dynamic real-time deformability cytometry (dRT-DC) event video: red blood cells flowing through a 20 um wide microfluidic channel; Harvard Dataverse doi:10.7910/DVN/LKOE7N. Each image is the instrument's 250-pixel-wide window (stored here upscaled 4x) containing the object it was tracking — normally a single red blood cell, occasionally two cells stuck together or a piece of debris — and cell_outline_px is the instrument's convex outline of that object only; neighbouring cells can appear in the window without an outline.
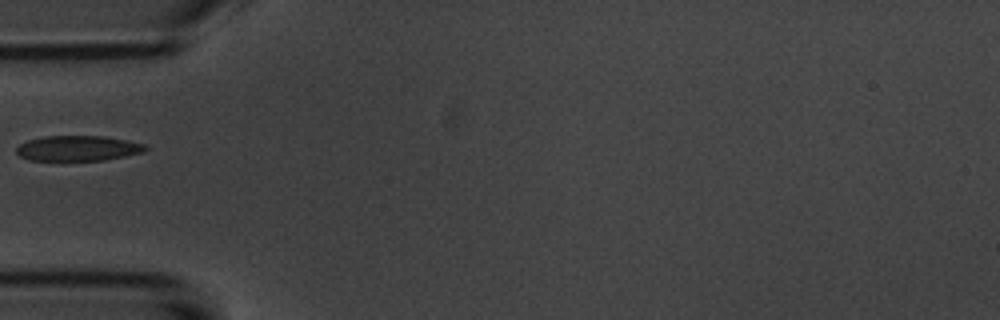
{"species": "common noctule bat (a hibernating species)", "species_latin": "Nyctalus noctula", "temperature_condition": "room temperature", "stored_images_in_passage": 5, "camera_frame_rate_fps": 3000, "um_per_image_px": 0.085, "animal": {"sex": "male", "body_mass_g": 20.1, "forearm_length_mm": 53.5}, "frame": {"image": 1, "passage_image": 4, "time_ms": 4.333, "image_size_px": [1000, 320], "cell_outline_px": [[148, 148], [144, 152], [104, 160], [28, 160], [20, 156], [16, 152], [16, 148], [20, 144], [28, 140], [44, 136], [100, 136], [124, 140], [144, 144]], "centroid_in_image_um": [6.59, 12.6], "position_along_channel_um": 78.4, "area_um2": 18.79}}
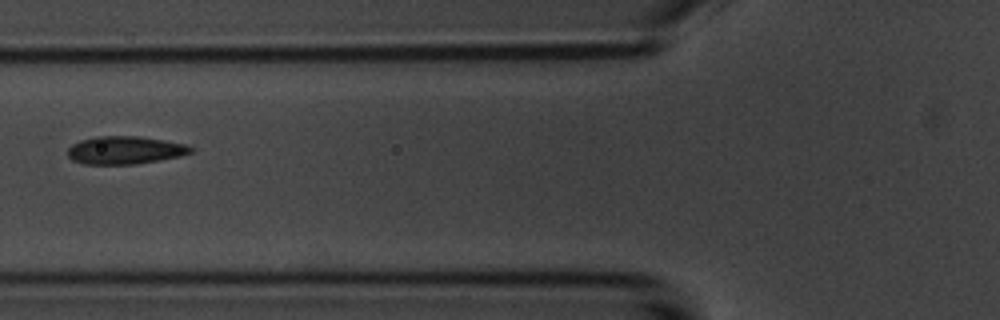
{"frame": {"image": 2, "passage_image": 5, "time_ms": 5.333, "image_size_px": [1000, 320], "cell_outline_px": [[192, 152], [180, 156], [160, 160], [136, 164], [84, 164], [72, 160], [68, 156], [68, 148], [72, 144], [80, 140], [96, 136], [140, 136], [188, 144], [192, 148]], "centroid_in_image_um": [10.62, 12.76], "position_along_channel_um": 115.2, "area_um2": 20.11}}